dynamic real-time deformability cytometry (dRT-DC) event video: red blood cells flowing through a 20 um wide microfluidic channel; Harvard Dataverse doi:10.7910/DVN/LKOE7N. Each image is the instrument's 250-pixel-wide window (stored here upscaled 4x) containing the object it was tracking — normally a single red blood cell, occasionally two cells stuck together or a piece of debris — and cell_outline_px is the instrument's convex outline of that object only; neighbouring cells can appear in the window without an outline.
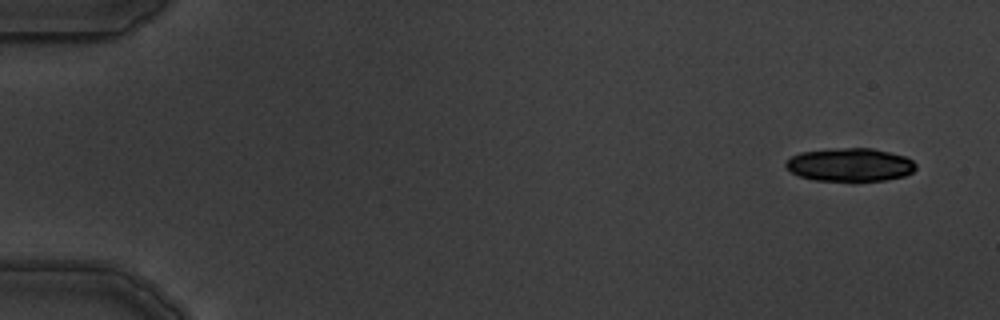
{"species": "common noctule bat (a hibernating species)", "species_latin": "Nyctalus noctula", "temperature_condition": "warm", "stored_images_in_passage": 5, "camera_frame_rate_fps": 3000, "um_per_image_px": 0.085, "animal": {"sex": "male", "body_mass_g": 19.5, "forearm_length_mm": 54.6}, "frame": {"image": 1, "passage_image": 1, "time_ms": 0.0, "image_size_px": [1000, 320], "cell_outline_px": [[916, 168], [912, 172], [904, 176], [884, 180], [856, 184], [852, 184], [816, 180], [800, 176], [792, 172], [784, 164], [792, 156], [800, 152], [828, 148], [872, 148], [904, 156], [912, 160], [916, 164]], "centroid_in_image_um": [72.25, 14.04], "position_along_channel_um": 12.7, "area_um2": 26.01}}
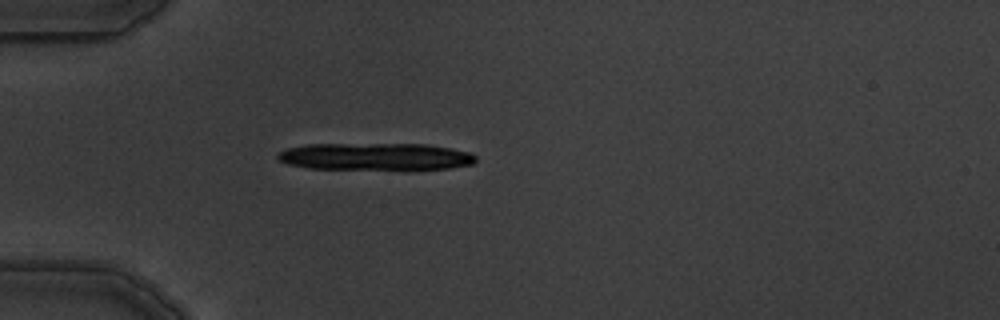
{"frame": {"image": 2, "passage_image": 4, "time_ms": 4.333, "image_size_px": [1000, 320], "cell_outline_px": [[476, 160], [472, 164], [448, 168], [408, 172], [404, 172], [308, 168], [288, 164], [280, 160], [276, 156], [280, 152], [288, 148], [308, 144], [424, 144], [452, 148], [468, 152], [476, 156]], "centroid_in_image_um": [31.97, 13.36], "position_along_channel_um": 53.0, "area_um2": 32.71}}